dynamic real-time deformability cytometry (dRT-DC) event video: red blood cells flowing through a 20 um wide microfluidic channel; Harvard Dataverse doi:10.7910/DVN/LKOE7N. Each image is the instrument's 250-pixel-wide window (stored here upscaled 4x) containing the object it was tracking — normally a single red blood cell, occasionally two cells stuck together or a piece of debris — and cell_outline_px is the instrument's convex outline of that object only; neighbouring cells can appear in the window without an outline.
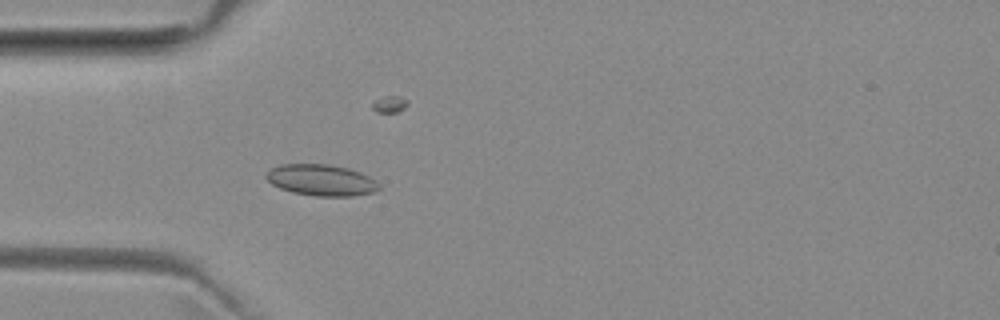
{"species": "common noctule bat (a hibernating species)", "species_latin": "Nyctalus noctula", "temperature_condition": "room temperature", "stored_images_in_passage": 54, "camera_frame_rate_fps": 3000, "um_per_image_px": 0.085, "animal": {"sex": "female", "body_mass_g": 29.2, "forearm_length_mm": 56.3}, "frame": {"image": 1, "passage_image": 16, "time_ms": 5.0, "image_size_px": [1000, 320], "cell_outline_px": [[380, 188], [372, 192], [352, 196], [316, 196], [292, 192], [280, 188], [272, 184], [264, 176], [264, 172], [280, 164], [328, 164], [348, 168], [360, 172], [368, 176], [380, 184]], "centroid_in_image_um": [27.27, 15.3], "position_along_channel_um": 57.7, "area_um2": 20.58}, "authors_computed_cell_mechanics": {"area_um2": 18.7272, "velocity_mm_per_s": 3.9108, "shape_relaxation_time_tau1_ms": null, "shape_relaxation_time_tau2_ms": 2.736, "deformation_change_tau1": null, "deformation_change_tau2": 0.0366}}